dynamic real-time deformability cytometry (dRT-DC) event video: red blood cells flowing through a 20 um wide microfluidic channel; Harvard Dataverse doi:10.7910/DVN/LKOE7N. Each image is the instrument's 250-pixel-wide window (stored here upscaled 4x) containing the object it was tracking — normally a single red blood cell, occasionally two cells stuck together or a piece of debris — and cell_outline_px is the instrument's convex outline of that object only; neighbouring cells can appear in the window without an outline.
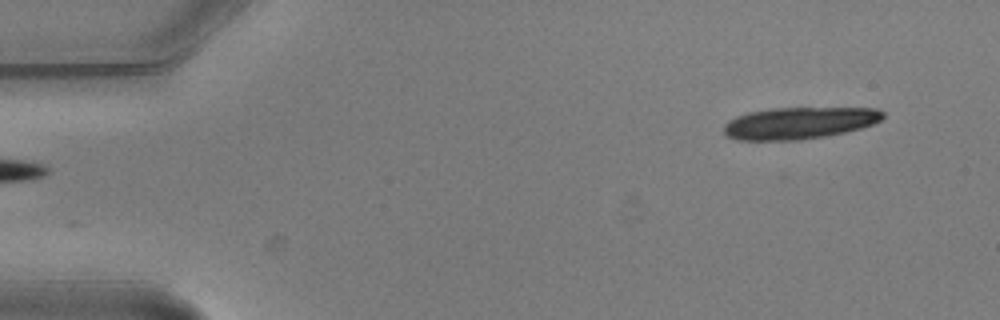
{"species": "common noctule bat (a hibernating species)", "species_latin": "Nyctalus noctula", "temperature_condition": "warm", "stored_images_in_passage": 5, "segment_of_instrument_passage": [2, 2], "camera_frame_rate_fps": 3000, "um_per_image_px": 0.085, "animal": {"sex": "male", "body_mass_g": 20.5, "forearm_length_mm": 52.5}, "frame": {"image": 1, "passage_image": 5, "time_ms": 1.333, "image_size_px": [1000, 320], "cell_outline_px": [[884, 116], [880, 120], [872, 124], [860, 128], [844, 132], [824, 136], [800, 140], [736, 140], [728, 136], [724, 132], [724, 124], [728, 120], [736, 116], [748, 112], [772, 108], [876, 108], [884, 112]], "centroid_in_image_um": [67.9, 10.45], "position_along_channel_um": 17.1, "area_um2": 29.48}}